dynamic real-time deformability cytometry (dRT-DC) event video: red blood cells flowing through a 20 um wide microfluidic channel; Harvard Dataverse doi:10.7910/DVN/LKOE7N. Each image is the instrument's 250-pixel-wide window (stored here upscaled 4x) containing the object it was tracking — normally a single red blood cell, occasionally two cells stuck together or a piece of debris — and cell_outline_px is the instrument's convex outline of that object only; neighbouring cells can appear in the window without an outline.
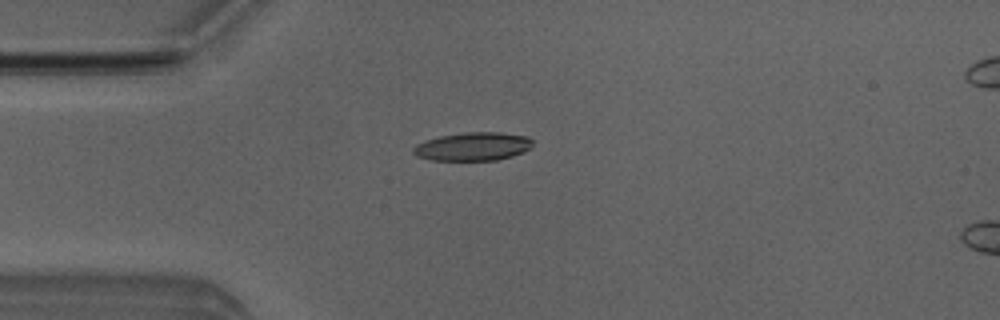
{"species": "Egyptian fruit bat (a non-hibernating species)", "species_latin": "Rousettus aegyptiacus", "temperature_condition": "room temperature", "stored_images_in_passage": 5, "camera_frame_rate_fps": 3000, "um_per_image_px": 0.085, "animal": {"sex": "male"}, "frame": {"image": 1, "passage_image": 4, "time_ms": 3.333, "image_size_px": [1000, 320], "cell_outline_px": [[532, 148], [512, 156], [496, 160], [432, 160], [416, 156], [412, 152], [412, 148], [416, 144], [424, 140], [440, 136], [464, 132], [500, 132], [528, 136], [532, 140]], "centroid_in_image_um": [40.19, 12.44], "position_along_channel_um": 44.8, "area_um2": 19.88}}